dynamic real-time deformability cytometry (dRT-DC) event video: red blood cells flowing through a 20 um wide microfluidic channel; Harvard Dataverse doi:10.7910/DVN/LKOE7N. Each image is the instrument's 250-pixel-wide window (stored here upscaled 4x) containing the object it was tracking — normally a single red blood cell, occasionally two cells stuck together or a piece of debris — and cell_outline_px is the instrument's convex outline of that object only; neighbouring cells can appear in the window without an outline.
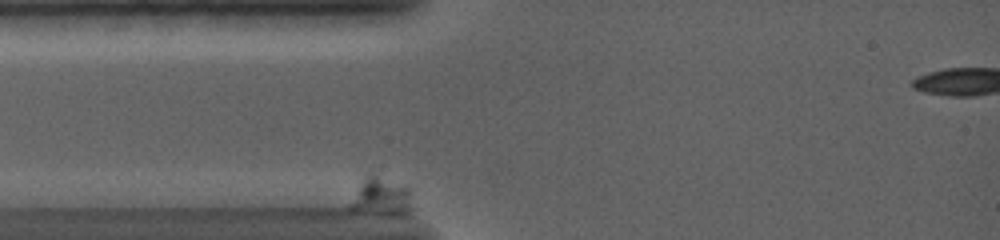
{"species": "common noctule bat (a hibernating species)", "species_latin": "Nyctalus noctula", "temperature_condition": "warm", "stored_images_in_passage": 39, "camera_frame_rate_fps": 5000, "um_per_image_px": 0.085, "animal": {"sex": "female", "body_mass_g": 19.0, "forearm_length_mm": 56.7}, "frame": {"image": 1, "passage_image": 1, "time_ms": 0.0, "image_size_px": [1000, 240], "cell_outline_px": [[412, 192], [408, 208], [352, 208], [352, 204], [364, 176], [368, 172], [372, 172], [408, 184]], "centroid_in_image_um": [32.47, 16.41], "position_along_channel_um": 52.5, "area_um2": 11.73}}
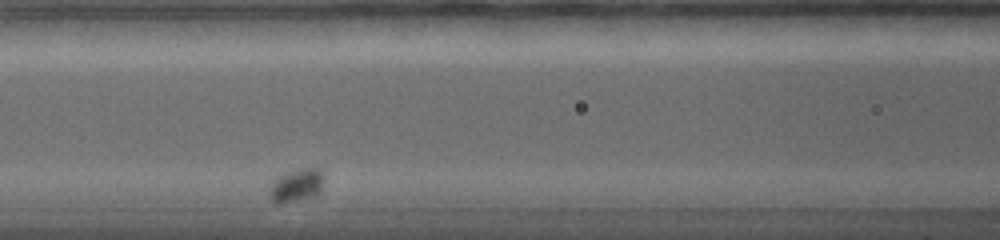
{"frame": {"image": 2, "passage_image": 12, "time_ms": 4.2, "image_size_px": [1000, 240], "cell_outline_px": [[324, 180], [320, 192], [316, 196], [280, 204], [276, 204], [272, 200], [268, 192], [272, 180], [284, 172], [304, 168], [320, 168]], "centroid_in_image_um": [25.18, 15.75], "position_along_channel_um": 141.4, "area_um2": 10.75}}
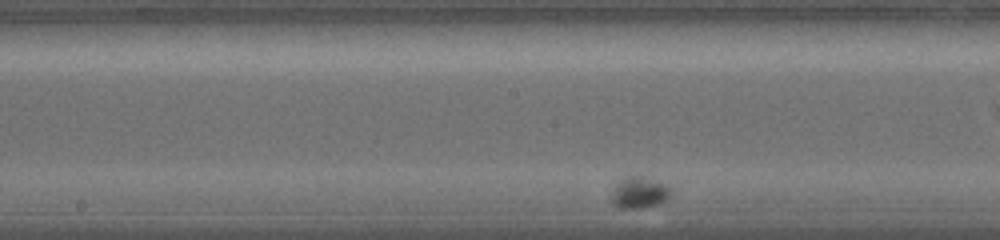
{"frame": {"image": 3, "passage_image": 18, "time_ms": 6.4, "image_size_px": [1000, 240], "cell_outline_px": [[672, 192], [664, 200], [648, 208], [620, 208], [612, 204], [612, 196], [620, 180], [628, 176], [644, 176], [660, 180], [668, 184], [672, 188]], "centroid_in_image_um": [54.41, 16.35], "position_along_channel_um": 193.8, "area_um2": 10.92}}